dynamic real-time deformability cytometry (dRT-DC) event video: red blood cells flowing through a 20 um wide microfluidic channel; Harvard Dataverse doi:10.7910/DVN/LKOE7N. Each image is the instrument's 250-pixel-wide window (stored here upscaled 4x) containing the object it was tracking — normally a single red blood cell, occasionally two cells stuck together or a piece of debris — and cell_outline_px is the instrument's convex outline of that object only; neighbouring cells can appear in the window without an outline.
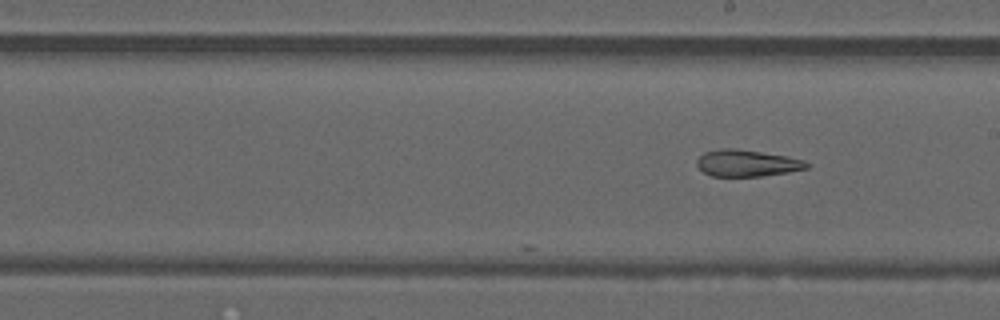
{"species": "common noctule bat (a hibernating species)", "species_latin": "Nyctalus noctula", "temperature_condition": "warm", "stored_images_in_passage": 28, "camera_frame_rate_fps": 3000, "um_per_image_px": 0.085, "animal": {"sex": "male", "forearm_length_mm": 52.5}, "frame": {"image": 1, "passage_image": 28, "time_ms": 9.0, "image_size_px": [1000, 320], "cell_outline_px": [[812, 164], [808, 168], [788, 172], [760, 176], [712, 176], [704, 172], [696, 164], [696, 160], [704, 152], [720, 148], [736, 148], [788, 156], [804, 160]], "centroid_in_image_um": [63.51, 13.86], "position_along_channel_um": 225.5, "area_um2": 17.17}}